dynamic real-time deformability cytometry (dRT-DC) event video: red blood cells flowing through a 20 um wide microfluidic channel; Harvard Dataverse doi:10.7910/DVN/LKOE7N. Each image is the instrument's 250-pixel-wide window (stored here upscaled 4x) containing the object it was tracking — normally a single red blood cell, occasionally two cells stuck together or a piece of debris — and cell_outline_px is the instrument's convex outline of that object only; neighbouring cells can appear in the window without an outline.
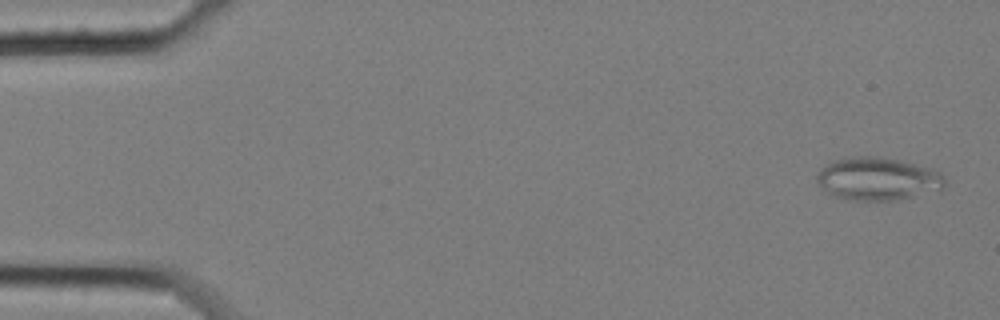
{"species": "common noctule bat (a hibernating species)", "species_latin": "Nyctalus noctula", "temperature_condition": "cold", "stored_images_in_passage": 58, "camera_frame_rate_fps": 3000, "um_per_image_px": 0.085, "animal": {"sex": "female", "body_mass_g": 25.1}, "frame": {"image": 1, "passage_image": 2, "time_ms": 0.333, "image_size_px": [1000, 320], "cell_outline_px": [[944, 188], [912, 196], [892, 200], [852, 200], [836, 196], [828, 192], [816, 180], [816, 176], [820, 168], [832, 160], [856, 156], [876, 156], [896, 160], [932, 168], [940, 172], [944, 180]], "centroid_in_image_um": [74.57, 15.18], "position_along_channel_um": 10.4, "area_um2": 31.5}}
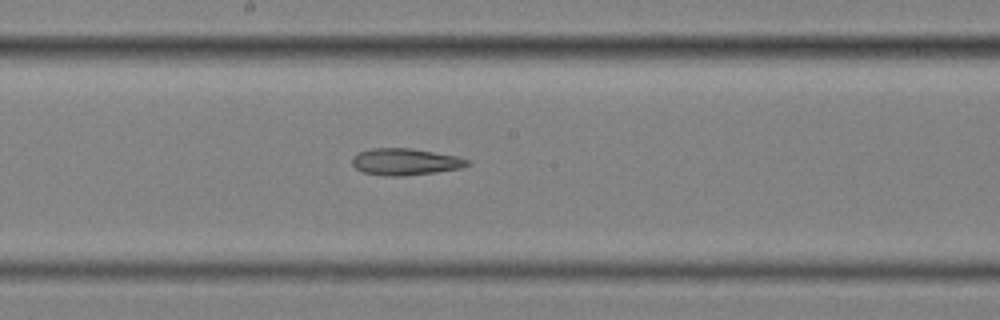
{"frame": {"image": 2, "passage_image": 31, "time_ms": 10.0, "image_size_px": [1000, 320], "cell_outline_px": [[472, 164], [460, 168], [436, 172], [404, 176], [384, 176], [364, 172], [356, 168], [352, 164], [352, 156], [360, 152], [372, 148], [412, 148], [460, 156], [468, 160]], "centroid_in_image_um": [34.48, 13.75], "position_along_channel_um": 213.7, "area_um2": 18.09}}
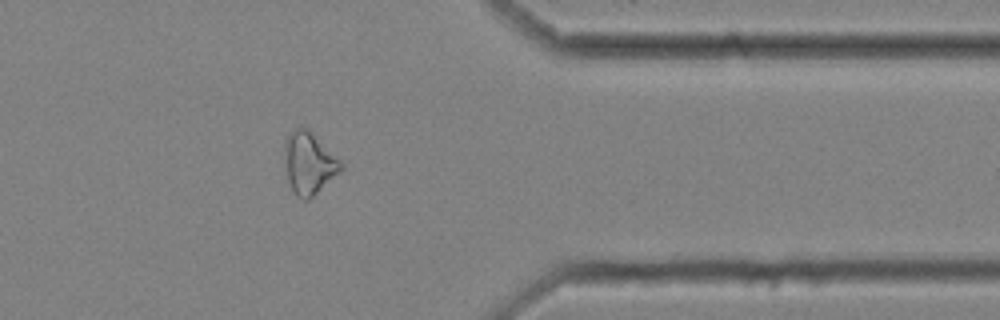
{"frame": {"image": 3, "passage_image": 47, "time_ms": 15.333, "image_size_px": [1000, 320], "cell_outline_px": [[344, 168], [308, 200], [304, 200], [296, 196], [288, 180], [284, 160], [284, 144], [288, 132], [296, 128], [308, 128], [344, 164]], "centroid_in_image_um": [26.25, 13.85], "position_along_channel_um": 385.2, "area_um2": 20.29}, "authors_computed_cell_mechanics": {"area_um2": 22.1085, "velocity_mm_per_s": 3.4492, "shape_relaxation_time_tau1_ms": null, "shape_relaxation_time_tau2_ms": 9.9698, "deformation_change_tau1": null, "deformation_change_tau2": 0.2404}}